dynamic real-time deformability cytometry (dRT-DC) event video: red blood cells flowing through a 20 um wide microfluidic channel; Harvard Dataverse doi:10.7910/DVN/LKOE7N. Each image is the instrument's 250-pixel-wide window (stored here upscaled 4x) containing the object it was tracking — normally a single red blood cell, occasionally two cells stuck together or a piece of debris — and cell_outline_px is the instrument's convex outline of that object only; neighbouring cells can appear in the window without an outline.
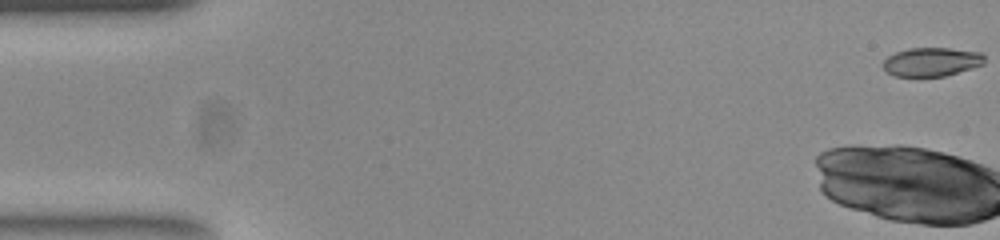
{"species": "common noctule bat (a hibernating species)", "species_latin": "Nyctalus noctula", "temperature_condition": "room temperature", "stored_images_in_passage": 43, "camera_frame_rate_fps": 3000, "um_per_image_px": 0.085, "animal": {"sex": "female", "body_mass_g": 23.0, "forearm_length_mm": 53.4}, "frame": {"image": 1, "passage_image": 1, "time_ms": 0.0, "image_size_px": [1000, 240], "cell_outline_px": [[984, 64], [972, 68], [944, 76], [896, 76], [888, 72], [884, 68], [884, 60], [888, 56], [896, 52], [908, 48], [948, 48], [980, 52], [984, 56]], "centroid_in_image_um": [79.2, 5.25], "position_along_channel_um": 5.8, "area_um2": 16.82}}